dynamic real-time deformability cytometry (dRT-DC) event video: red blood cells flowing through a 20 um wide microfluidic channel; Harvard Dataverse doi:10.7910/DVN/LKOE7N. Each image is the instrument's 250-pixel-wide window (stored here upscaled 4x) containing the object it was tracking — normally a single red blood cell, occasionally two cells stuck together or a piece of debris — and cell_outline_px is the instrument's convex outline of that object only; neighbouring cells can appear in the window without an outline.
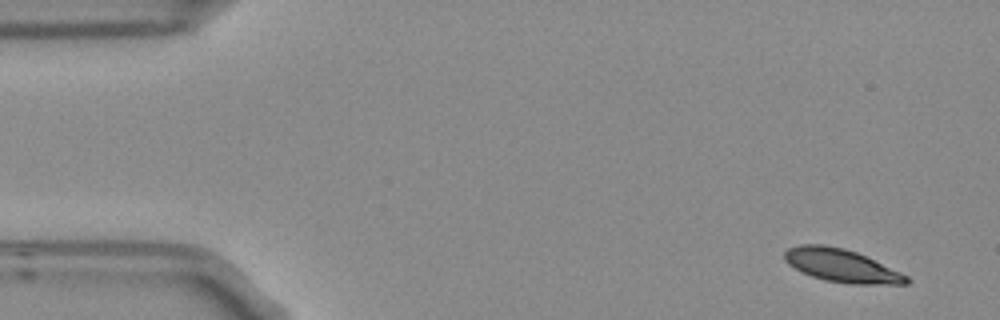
{"species": "Egyptian fruit bat (a non-hibernating species)", "species_latin": "Rousettus aegyptiacus", "temperature_condition": "room temperature", "stored_images_in_passage": 5, "camera_frame_rate_fps": 3000, "um_per_image_px": 0.085, "frame": {"image": 1, "passage_image": 1, "time_ms": 0.0, "image_size_px": [1000, 320], "cell_outline_px": [[912, 280], [908, 284], [852, 284], [824, 280], [812, 276], [788, 264], [784, 260], [784, 252], [788, 248], [800, 244], [824, 244], [844, 248], [856, 252], [900, 272], [908, 276]], "centroid_in_image_um": [71.52, 22.57], "position_along_channel_um": 13.5, "area_um2": 23.35}}